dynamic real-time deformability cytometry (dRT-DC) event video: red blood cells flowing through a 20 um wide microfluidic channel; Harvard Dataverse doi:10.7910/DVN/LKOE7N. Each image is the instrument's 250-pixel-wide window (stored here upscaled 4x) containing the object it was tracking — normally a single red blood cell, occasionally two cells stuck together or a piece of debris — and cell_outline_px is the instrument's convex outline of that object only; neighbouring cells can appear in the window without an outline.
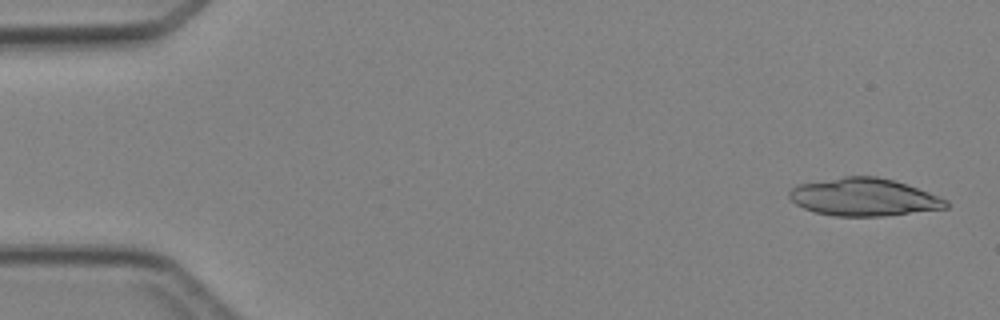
{"species": "Egyptian fruit bat (a non-hibernating species)", "species_latin": "Rousettus aegyptiacus", "temperature_condition": "cold", "stored_images_in_passage": 5, "camera_frame_rate_fps": 3000, "um_per_image_px": 0.085, "animal": {"sex": "female"}, "frame": {"image": 1, "passage_image": 1, "time_ms": 0.0, "image_size_px": [1000, 320], "cell_outline_px": [[948, 208], [884, 216], [832, 216], [816, 212], [804, 208], [796, 204], [788, 196], [788, 192], [796, 184], [844, 176], [876, 176], [892, 180], [940, 196], [948, 200]], "centroid_in_image_um": [73.41, 16.76], "position_along_channel_um": 11.6, "area_um2": 34.39}}